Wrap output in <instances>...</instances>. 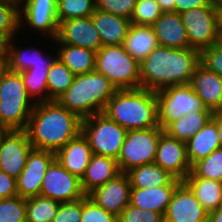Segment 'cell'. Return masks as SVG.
<instances>
[{
    "label": "cell",
    "mask_w": 222,
    "mask_h": 222,
    "mask_svg": "<svg viewBox=\"0 0 222 222\" xmlns=\"http://www.w3.org/2000/svg\"><path fill=\"white\" fill-rule=\"evenodd\" d=\"M34 149L56 153L82 131V119L57 100L36 103L25 129Z\"/></svg>",
    "instance_id": "1"
},
{
    "label": "cell",
    "mask_w": 222,
    "mask_h": 222,
    "mask_svg": "<svg viewBox=\"0 0 222 222\" xmlns=\"http://www.w3.org/2000/svg\"><path fill=\"white\" fill-rule=\"evenodd\" d=\"M200 64V51L172 49L158 45L140 62L141 88L158 91L170 86L190 84Z\"/></svg>",
    "instance_id": "2"
},
{
    "label": "cell",
    "mask_w": 222,
    "mask_h": 222,
    "mask_svg": "<svg viewBox=\"0 0 222 222\" xmlns=\"http://www.w3.org/2000/svg\"><path fill=\"white\" fill-rule=\"evenodd\" d=\"M103 113L127 131L158 127L156 95L145 88L117 89Z\"/></svg>",
    "instance_id": "3"
},
{
    "label": "cell",
    "mask_w": 222,
    "mask_h": 222,
    "mask_svg": "<svg viewBox=\"0 0 222 222\" xmlns=\"http://www.w3.org/2000/svg\"><path fill=\"white\" fill-rule=\"evenodd\" d=\"M110 80L96 71L75 75L73 83L57 101L81 119L104 112L116 92Z\"/></svg>",
    "instance_id": "4"
},
{
    "label": "cell",
    "mask_w": 222,
    "mask_h": 222,
    "mask_svg": "<svg viewBox=\"0 0 222 222\" xmlns=\"http://www.w3.org/2000/svg\"><path fill=\"white\" fill-rule=\"evenodd\" d=\"M21 74L0 68V128L25 130L36 103L30 101Z\"/></svg>",
    "instance_id": "5"
},
{
    "label": "cell",
    "mask_w": 222,
    "mask_h": 222,
    "mask_svg": "<svg viewBox=\"0 0 222 222\" xmlns=\"http://www.w3.org/2000/svg\"><path fill=\"white\" fill-rule=\"evenodd\" d=\"M95 71L104 74L116 89L141 87L140 63L123 45L101 47L96 52Z\"/></svg>",
    "instance_id": "6"
},
{
    "label": "cell",
    "mask_w": 222,
    "mask_h": 222,
    "mask_svg": "<svg viewBox=\"0 0 222 222\" xmlns=\"http://www.w3.org/2000/svg\"><path fill=\"white\" fill-rule=\"evenodd\" d=\"M158 126L165 131L185 114L207 109L190 84L170 86L155 92Z\"/></svg>",
    "instance_id": "7"
},
{
    "label": "cell",
    "mask_w": 222,
    "mask_h": 222,
    "mask_svg": "<svg viewBox=\"0 0 222 222\" xmlns=\"http://www.w3.org/2000/svg\"><path fill=\"white\" fill-rule=\"evenodd\" d=\"M81 132L87 138L94 155L117 161L127 130L101 112L82 119Z\"/></svg>",
    "instance_id": "8"
},
{
    "label": "cell",
    "mask_w": 222,
    "mask_h": 222,
    "mask_svg": "<svg viewBox=\"0 0 222 222\" xmlns=\"http://www.w3.org/2000/svg\"><path fill=\"white\" fill-rule=\"evenodd\" d=\"M163 132L159 126L128 130L117 159L120 171L127 173L133 168L154 163L160 135Z\"/></svg>",
    "instance_id": "9"
},
{
    "label": "cell",
    "mask_w": 222,
    "mask_h": 222,
    "mask_svg": "<svg viewBox=\"0 0 222 222\" xmlns=\"http://www.w3.org/2000/svg\"><path fill=\"white\" fill-rule=\"evenodd\" d=\"M186 28L190 48L200 52L217 44L218 28L215 7H199L180 14Z\"/></svg>",
    "instance_id": "10"
},
{
    "label": "cell",
    "mask_w": 222,
    "mask_h": 222,
    "mask_svg": "<svg viewBox=\"0 0 222 222\" xmlns=\"http://www.w3.org/2000/svg\"><path fill=\"white\" fill-rule=\"evenodd\" d=\"M40 195L59 202H72L86 196L81 179L70 174L56 159L44 175Z\"/></svg>",
    "instance_id": "11"
},
{
    "label": "cell",
    "mask_w": 222,
    "mask_h": 222,
    "mask_svg": "<svg viewBox=\"0 0 222 222\" xmlns=\"http://www.w3.org/2000/svg\"><path fill=\"white\" fill-rule=\"evenodd\" d=\"M32 148L25 130H3L0 133V170L17 179Z\"/></svg>",
    "instance_id": "12"
},
{
    "label": "cell",
    "mask_w": 222,
    "mask_h": 222,
    "mask_svg": "<svg viewBox=\"0 0 222 222\" xmlns=\"http://www.w3.org/2000/svg\"><path fill=\"white\" fill-rule=\"evenodd\" d=\"M19 4L20 28L25 21L30 28L53 40L57 37V0H19Z\"/></svg>",
    "instance_id": "13"
},
{
    "label": "cell",
    "mask_w": 222,
    "mask_h": 222,
    "mask_svg": "<svg viewBox=\"0 0 222 222\" xmlns=\"http://www.w3.org/2000/svg\"><path fill=\"white\" fill-rule=\"evenodd\" d=\"M54 160V152L32 148L24 170L17 178L18 196L30 198L40 195L44 175Z\"/></svg>",
    "instance_id": "14"
},
{
    "label": "cell",
    "mask_w": 222,
    "mask_h": 222,
    "mask_svg": "<svg viewBox=\"0 0 222 222\" xmlns=\"http://www.w3.org/2000/svg\"><path fill=\"white\" fill-rule=\"evenodd\" d=\"M209 212L196 199L194 192L182 181L164 214V222H207Z\"/></svg>",
    "instance_id": "15"
},
{
    "label": "cell",
    "mask_w": 222,
    "mask_h": 222,
    "mask_svg": "<svg viewBox=\"0 0 222 222\" xmlns=\"http://www.w3.org/2000/svg\"><path fill=\"white\" fill-rule=\"evenodd\" d=\"M130 196L131 184L124 172L88 194L97 205L116 217L130 204Z\"/></svg>",
    "instance_id": "16"
},
{
    "label": "cell",
    "mask_w": 222,
    "mask_h": 222,
    "mask_svg": "<svg viewBox=\"0 0 222 222\" xmlns=\"http://www.w3.org/2000/svg\"><path fill=\"white\" fill-rule=\"evenodd\" d=\"M154 163L182 181L192 167L187 157L186 143L170 137L166 132L160 135Z\"/></svg>",
    "instance_id": "17"
},
{
    "label": "cell",
    "mask_w": 222,
    "mask_h": 222,
    "mask_svg": "<svg viewBox=\"0 0 222 222\" xmlns=\"http://www.w3.org/2000/svg\"><path fill=\"white\" fill-rule=\"evenodd\" d=\"M57 43H65L83 47L97 52L101 47V40L91 16L71 18L58 25Z\"/></svg>",
    "instance_id": "18"
},
{
    "label": "cell",
    "mask_w": 222,
    "mask_h": 222,
    "mask_svg": "<svg viewBox=\"0 0 222 222\" xmlns=\"http://www.w3.org/2000/svg\"><path fill=\"white\" fill-rule=\"evenodd\" d=\"M93 155L87 138L82 132L55 153V159L70 173L80 179Z\"/></svg>",
    "instance_id": "19"
},
{
    "label": "cell",
    "mask_w": 222,
    "mask_h": 222,
    "mask_svg": "<svg viewBox=\"0 0 222 222\" xmlns=\"http://www.w3.org/2000/svg\"><path fill=\"white\" fill-rule=\"evenodd\" d=\"M152 28L160 46L172 49L190 48L186 28L180 14L163 12Z\"/></svg>",
    "instance_id": "20"
},
{
    "label": "cell",
    "mask_w": 222,
    "mask_h": 222,
    "mask_svg": "<svg viewBox=\"0 0 222 222\" xmlns=\"http://www.w3.org/2000/svg\"><path fill=\"white\" fill-rule=\"evenodd\" d=\"M190 85L207 109L214 112L222 99V77L201 63L196 67Z\"/></svg>",
    "instance_id": "21"
},
{
    "label": "cell",
    "mask_w": 222,
    "mask_h": 222,
    "mask_svg": "<svg viewBox=\"0 0 222 222\" xmlns=\"http://www.w3.org/2000/svg\"><path fill=\"white\" fill-rule=\"evenodd\" d=\"M91 17L99 33L102 47L124 44L131 26L129 19L97 9Z\"/></svg>",
    "instance_id": "22"
},
{
    "label": "cell",
    "mask_w": 222,
    "mask_h": 222,
    "mask_svg": "<svg viewBox=\"0 0 222 222\" xmlns=\"http://www.w3.org/2000/svg\"><path fill=\"white\" fill-rule=\"evenodd\" d=\"M177 186L131 188L130 204L144 211L151 210L164 216Z\"/></svg>",
    "instance_id": "23"
},
{
    "label": "cell",
    "mask_w": 222,
    "mask_h": 222,
    "mask_svg": "<svg viewBox=\"0 0 222 222\" xmlns=\"http://www.w3.org/2000/svg\"><path fill=\"white\" fill-rule=\"evenodd\" d=\"M220 148L217 115L206 123L191 139L186 142L187 157L192 166Z\"/></svg>",
    "instance_id": "24"
},
{
    "label": "cell",
    "mask_w": 222,
    "mask_h": 222,
    "mask_svg": "<svg viewBox=\"0 0 222 222\" xmlns=\"http://www.w3.org/2000/svg\"><path fill=\"white\" fill-rule=\"evenodd\" d=\"M120 173L118 162L115 159L93 154L81 178L82 189L88 195L95 188L104 185Z\"/></svg>",
    "instance_id": "25"
},
{
    "label": "cell",
    "mask_w": 222,
    "mask_h": 222,
    "mask_svg": "<svg viewBox=\"0 0 222 222\" xmlns=\"http://www.w3.org/2000/svg\"><path fill=\"white\" fill-rule=\"evenodd\" d=\"M10 39L6 43V55L3 65L11 72H22L30 68H50L57 56L53 59L41 54L37 49H30L27 51L17 49ZM30 51V53H29Z\"/></svg>",
    "instance_id": "26"
},
{
    "label": "cell",
    "mask_w": 222,
    "mask_h": 222,
    "mask_svg": "<svg viewBox=\"0 0 222 222\" xmlns=\"http://www.w3.org/2000/svg\"><path fill=\"white\" fill-rule=\"evenodd\" d=\"M131 188H149L164 185H179L182 180L175 178L156 163L144 164L127 172Z\"/></svg>",
    "instance_id": "27"
},
{
    "label": "cell",
    "mask_w": 222,
    "mask_h": 222,
    "mask_svg": "<svg viewBox=\"0 0 222 222\" xmlns=\"http://www.w3.org/2000/svg\"><path fill=\"white\" fill-rule=\"evenodd\" d=\"M158 45V40L152 26H138L133 24H131L123 44L125 50L139 63Z\"/></svg>",
    "instance_id": "28"
},
{
    "label": "cell",
    "mask_w": 222,
    "mask_h": 222,
    "mask_svg": "<svg viewBox=\"0 0 222 222\" xmlns=\"http://www.w3.org/2000/svg\"><path fill=\"white\" fill-rule=\"evenodd\" d=\"M58 48L57 58L63 62L74 75L95 71L96 52L65 43Z\"/></svg>",
    "instance_id": "29"
},
{
    "label": "cell",
    "mask_w": 222,
    "mask_h": 222,
    "mask_svg": "<svg viewBox=\"0 0 222 222\" xmlns=\"http://www.w3.org/2000/svg\"><path fill=\"white\" fill-rule=\"evenodd\" d=\"M183 181L208 212L222 206V182L202 177H186Z\"/></svg>",
    "instance_id": "30"
},
{
    "label": "cell",
    "mask_w": 222,
    "mask_h": 222,
    "mask_svg": "<svg viewBox=\"0 0 222 222\" xmlns=\"http://www.w3.org/2000/svg\"><path fill=\"white\" fill-rule=\"evenodd\" d=\"M212 111H194L173 122L164 132L170 137L187 142L213 117Z\"/></svg>",
    "instance_id": "31"
},
{
    "label": "cell",
    "mask_w": 222,
    "mask_h": 222,
    "mask_svg": "<svg viewBox=\"0 0 222 222\" xmlns=\"http://www.w3.org/2000/svg\"><path fill=\"white\" fill-rule=\"evenodd\" d=\"M60 202L41 195L27 198L26 222H53Z\"/></svg>",
    "instance_id": "32"
},
{
    "label": "cell",
    "mask_w": 222,
    "mask_h": 222,
    "mask_svg": "<svg viewBox=\"0 0 222 222\" xmlns=\"http://www.w3.org/2000/svg\"><path fill=\"white\" fill-rule=\"evenodd\" d=\"M75 75L58 58L48 72L47 87L49 101L57 100L73 83Z\"/></svg>",
    "instance_id": "33"
},
{
    "label": "cell",
    "mask_w": 222,
    "mask_h": 222,
    "mask_svg": "<svg viewBox=\"0 0 222 222\" xmlns=\"http://www.w3.org/2000/svg\"><path fill=\"white\" fill-rule=\"evenodd\" d=\"M49 70L50 68H30L20 72L28 95L32 99L37 98L35 103L49 101L47 87Z\"/></svg>",
    "instance_id": "34"
},
{
    "label": "cell",
    "mask_w": 222,
    "mask_h": 222,
    "mask_svg": "<svg viewBox=\"0 0 222 222\" xmlns=\"http://www.w3.org/2000/svg\"><path fill=\"white\" fill-rule=\"evenodd\" d=\"M187 177H202L222 182V147L194 163Z\"/></svg>",
    "instance_id": "35"
},
{
    "label": "cell",
    "mask_w": 222,
    "mask_h": 222,
    "mask_svg": "<svg viewBox=\"0 0 222 222\" xmlns=\"http://www.w3.org/2000/svg\"><path fill=\"white\" fill-rule=\"evenodd\" d=\"M19 1L0 0V35L7 41L20 30Z\"/></svg>",
    "instance_id": "36"
},
{
    "label": "cell",
    "mask_w": 222,
    "mask_h": 222,
    "mask_svg": "<svg viewBox=\"0 0 222 222\" xmlns=\"http://www.w3.org/2000/svg\"><path fill=\"white\" fill-rule=\"evenodd\" d=\"M96 9L95 0H57V20L91 16Z\"/></svg>",
    "instance_id": "37"
},
{
    "label": "cell",
    "mask_w": 222,
    "mask_h": 222,
    "mask_svg": "<svg viewBox=\"0 0 222 222\" xmlns=\"http://www.w3.org/2000/svg\"><path fill=\"white\" fill-rule=\"evenodd\" d=\"M162 14L156 0H137L130 21L133 25L152 26Z\"/></svg>",
    "instance_id": "38"
},
{
    "label": "cell",
    "mask_w": 222,
    "mask_h": 222,
    "mask_svg": "<svg viewBox=\"0 0 222 222\" xmlns=\"http://www.w3.org/2000/svg\"><path fill=\"white\" fill-rule=\"evenodd\" d=\"M27 198L0 199V222H26Z\"/></svg>",
    "instance_id": "39"
},
{
    "label": "cell",
    "mask_w": 222,
    "mask_h": 222,
    "mask_svg": "<svg viewBox=\"0 0 222 222\" xmlns=\"http://www.w3.org/2000/svg\"><path fill=\"white\" fill-rule=\"evenodd\" d=\"M81 222H118L117 217L97 205L88 195L82 197Z\"/></svg>",
    "instance_id": "40"
},
{
    "label": "cell",
    "mask_w": 222,
    "mask_h": 222,
    "mask_svg": "<svg viewBox=\"0 0 222 222\" xmlns=\"http://www.w3.org/2000/svg\"><path fill=\"white\" fill-rule=\"evenodd\" d=\"M95 3L97 10L115 14L130 20L137 0H95Z\"/></svg>",
    "instance_id": "41"
},
{
    "label": "cell",
    "mask_w": 222,
    "mask_h": 222,
    "mask_svg": "<svg viewBox=\"0 0 222 222\" xmlns=\"http://www.w3.org/2000/svg\"><path fill=\"white\" fill-rule=\"evenodd\" d=\"M118 222H164V216L154 211H144L129 204L117 217Z\"/></svg>",
    "instance_id": "42"
},
{
    "label": "cell",
    "mask_w": 222,
    "mask_h": 222,
    "mask_svg": "<svg viewBox=\"0 0 222 222\" xmlns=\"http://www.w3.org/2000/svg\"><path fill=\"white\" fill-rule=\"evenodd\" d=\"M82 198L72 202H60L53 222H81Z\"/></svg>",
    "instance_id": "43"
},
{
    "label": "cell",
    "mask_w": 222,
    "mask_h": 222,
    "mask_svg": "<svg viewBox=\"0 0 222 222\" xmlns=\"http://www.w3.org/2000/svg\"><path fill=\"white\" fill-rule=\"evenodd\" d=\"M200 63L222 77V48L217 44L200 52Z\"/></svg>",
    "instance_id": "44"
},
{
    "label": "cell",
    "mask_w": 222,
    "mask_h": 222,
    "mask_svg": "<svg viewBox=\"0 0 222 222\" xmlns=\"http://www.w3.org/2000/svg\"><path fill=\"white\" fill-rule=\"evenodd\" d=\"M18 196L17 179L0 170V199Z\"/></svg>",
    "instance_id": "45"
},
{
    "label": "cell",
    "mask_w": 222,
    "mask_h": 222,
    "mask_svg": "<svg viewBox=\"0 0 222 222\" xmlns=\"http://www.w3.org/2000/svg\"><path fill=\"white\" fill-rule=\"evenodd\" d=\"M207 6H212L210 0H175V13L181 14L188 10Z\"/></svg>",
    "instance_id": "46"
},
{
    "label": "cell",
    "mask_w": 222,
    "mask_h": 222,
    "mask_svg": "<svg viewBox=\"0 0 222 222\" xmlns=\"http://www.w3.org/2000/svg\"><path fill=\"white\" fill-rule=\"evenodd\" d=\"M163 12H175V0H156Z\"/></svg>",
    "instance_id": "47"
},
{
    "label": "cell",
    "mask_w": 222,
    "mask_h": 222,
    "mask_svg": "<svg viewBox=\"0 0 222 222\" xmlns=\"http://www.w3.org/2000/svg\"><path fill=\"white\" fill-rule=\"evenodd\" d=\"M207 222H222V206L209 212Z\"/></svg>",
    "instance_id": "48"
},
{
    "label": "cell",
    "mask_w": 222,
    "mask_h": 222,
    "mask_svg": "<svg viewBox=\"0 0 222 222\" xmlns=\"http://www.w3.org/2000/svg\"><path fill=\"white\" fill-rule=\"evenodd\" d=\"M216 12L217 28L222 31V4L214 5Z\"/></svg>",
    "instance_id": "49"
},
{
    "label": "cell",
    "mask_w": 222,
    "mask_h": 222,
    "mask_svg": "<svg viewBox=\"0 0 222 222\" xmlns=\"http://www.w3.org/2000/svg\"><path fill=\"white\" fill-rule=\"evenodd\" d=\"M6 43L7 40L0 35V59L4 62L6 55Z\"/></svg>",
    "instance_id": "50"
},
{
    "label": "cell",
    "mask_w": 222,
    "mask_h": 222,
    "mask_svg": "<svg viewBox=\"0 0 222 222\" xmlns=\"http://www.w3.org/2000/svg\"><path fill=\"white\" fill-rule=\"evenodd\" d=\"M217 125L220 147H222V116L217 115Z\"/></svg>",
    "instance_id": "51"
},
{
    "label": "cell",
    "mask_w": 222,
    "mask_h": 222,
    "mask_svg": "<svg viewBox=\"0 0 222 222\" xmlns=\"http://www.w3.org/2000/svg\"><path fill=\"white\" fill-rule=\"evenodd\" d=\"M213 113H214L213 115L222 116V99H221V102H220L218 108Z\"/></svg>",
    "instance_id": "52"
},
{
    "label": "cell",
    "mask_w": 222,
    "mask_h": 222,
    "mask_svg": "<svg viewBox=\"0 0 222 222\" xmlns=\"http://www.w3.org/2000/svg\"><path fill=\"white\" fill-rule=\"evenodd\" d=\"M217 45L222 48V31L218 33Z\"/></svg>",
    "instance_id": "53"
},
{
    "label": "cell",
    "mask_w": 222,
    "mask_h": 222,
    "mask_svg": "<svg viewBox=\"0 0 222 222\" xmlns=\"http://www.w3.org/2000/svg\"><path fill=\"white\" fill-rule=\"evenodd\" d=\"M212 5H219V4H222V0H210Z\"/></svg>",
    "instance_id": "54"
},
{
    "label": "cell",
    "mask_w": 222,
    "mask_h": 222,
    "mask_svg": "<svg viewBox=\"0 0 222 222\" xmlns=\"http://www.w3.org/2000/svg\"><path fill=\"white\" fill-rule=\"evenodd\" d=\"M3 66V61L0 59V68Z\"/></svg>",
    "instance_id": "55"
}]
</instances>
